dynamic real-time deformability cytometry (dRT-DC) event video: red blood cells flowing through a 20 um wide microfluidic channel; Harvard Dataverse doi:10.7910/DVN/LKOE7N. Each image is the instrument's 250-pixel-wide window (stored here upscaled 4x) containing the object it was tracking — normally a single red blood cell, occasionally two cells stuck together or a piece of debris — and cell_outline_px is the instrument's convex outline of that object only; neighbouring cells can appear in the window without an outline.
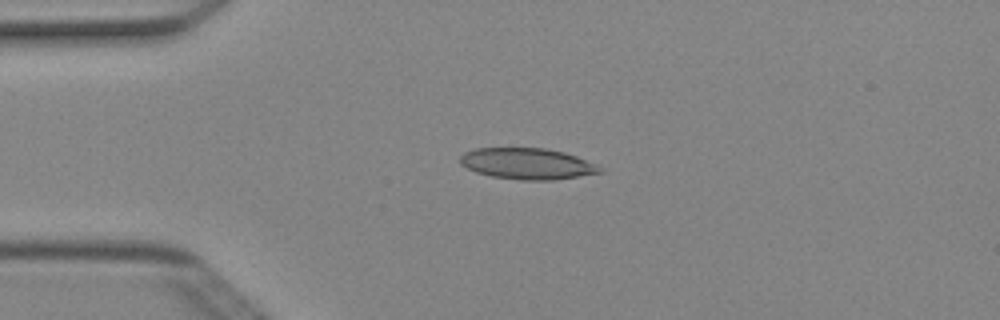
{"species": "Egyptian fruit bat (a non-hibernating species)", "species_latin": "Rousettus aegyptiacus", "temperature_condition": "cold", "stored_images_in_passage": 5, "camera_frame_rate_fps": 3000, "um_per_image_px": 0.085, "animal": {"sex": "female"}, "frame": {"image": 1, "passage_image": 3, "time_ms": 0.667, "image_size_px": [1000, 320], "cell_outline_px": [[604, 172], [552, 180], [520, 180], [492, 176], [476, 172], [460, 164], [460, 156], [464, 152], [476, 148], [544, 148], [564, 152], [576, 156], [596, 164]], "centroid_in_image_um": [44.8, 13.91], "position_along_channel_um": 40.2, "area_um2": 25.26}}
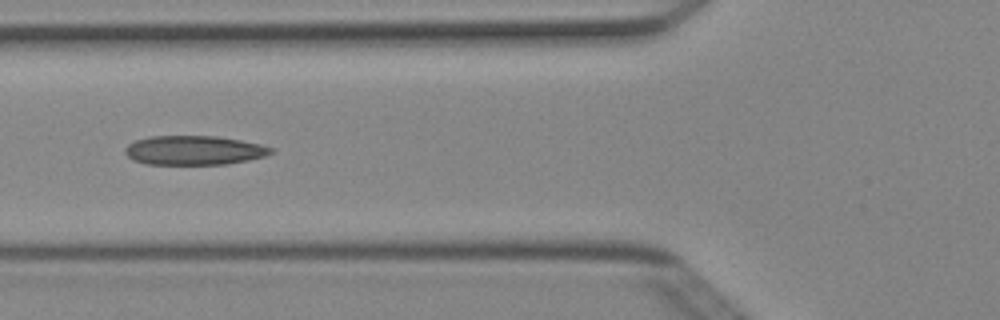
{"frame": {"image": 2, "passage_image": 5, "time_ms": 1.333, "image_size_px": [1000, 320], "cell_outline_px": [[272, 152], [264, 156], [248, 160], [228, 164], [148, 164], [132, 160], [124, 152], [124, 148], [128, 144], [136, 140], [152, 136], [216, 136], [240, 140], [260, 144], [272, 148]], "centroid_in_image_um": [16.46, 12.77], "position_along_channel_um": 109.3, "area_um2": 24.74}}